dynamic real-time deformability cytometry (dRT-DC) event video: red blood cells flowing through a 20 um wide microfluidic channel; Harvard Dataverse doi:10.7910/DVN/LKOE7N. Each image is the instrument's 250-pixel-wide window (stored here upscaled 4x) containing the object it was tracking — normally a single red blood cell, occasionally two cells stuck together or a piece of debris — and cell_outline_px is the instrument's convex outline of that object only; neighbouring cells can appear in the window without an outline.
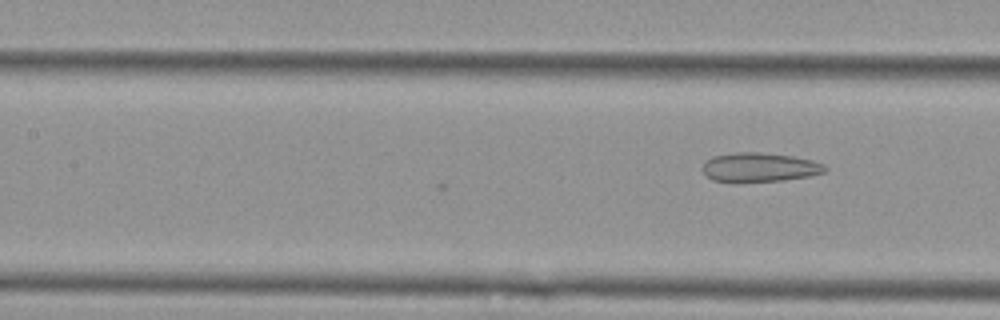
{"species": "Egyptian fruit bat (a non-hibernating species)", "species_latin": "Rousettus aegyptiacus", "temperature_condition": "cold", "stored_images_in_passage": 5, "camera_frame_rate_fps": 3000, "um_per_image_px": 0.085, "animal": {"sex": "female"}, "frame": {"image": 1, "passage_image": 5, "time_ms": 1.333, "image_size_px": [1000, 320], "cell_outline_px": [[828, 168], [824, 172], [808, 176], [784, 180], [736, 184], [712, 180], [704, 172], [704, 164], [712, 156], [736, 152], [760, 152], [792, 156], [812, 160], [824, 164]], "centroid_in_image_um": [64.55, 14.24], "position_along_channel_um": 142.9, "area_um2": 21.15}}